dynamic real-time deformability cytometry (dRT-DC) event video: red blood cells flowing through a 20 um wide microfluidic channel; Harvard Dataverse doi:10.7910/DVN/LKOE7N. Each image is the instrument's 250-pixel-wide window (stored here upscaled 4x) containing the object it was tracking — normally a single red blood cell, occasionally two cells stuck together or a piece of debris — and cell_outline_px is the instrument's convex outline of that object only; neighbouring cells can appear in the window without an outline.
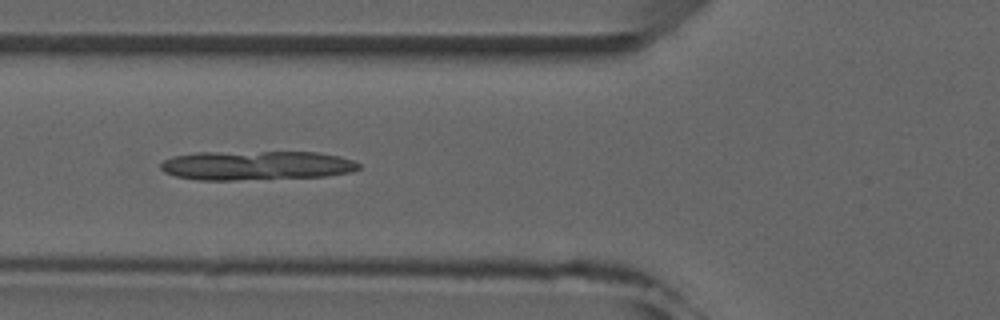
{"species": "common noctule bat (a hibernating species)", "species_latin": "Nyctalus noctula", "temperature_condition": "room temperature", "stored_images_in_passage": 8, "camera_frame_rate_fps": 3000, "um_per_image_px": 0.085, "animal": {"sex": "male", "forearm_length_mm": 52.5}, "frame": {"image": 1, "passage_image": 6, "time_ms": 5.667, "image_size_px": [1000, 320], "cell_outline_px": [[360, 168], [352, 172], [324, 176], [236, 180], [200, 180], [176, 176], [164, 172], [160, 168], [160, 164], [164, 160], [172, 156], [196, 152], [316, 152], [340, 156], [352, 160], [360, 164]], "centroid_in_image_um": [21.77, 14.06], "position_along_channel_um": 104.0, "area_um2": 33.81}}
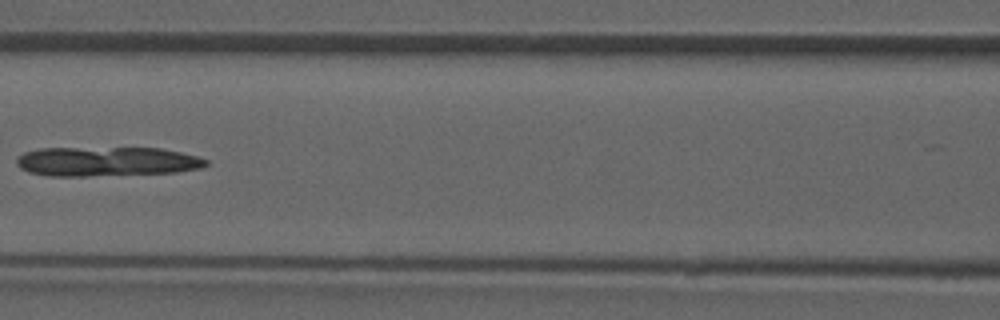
{"frame": {"image": 2, "passage_image": 7, "time_ms": 7.0, "image_size_px": [1000, 320], "cell_outline_px": [[208, 164], [204, 168], [176, 172], [88, 176], [48, 176], [28, 172], [20, 168], [16, 164], [16, 156], [24, 152], [40, 148], [160, 148], [180, 152], [196, 156], [208, 160]], "centroid_in_image_um": [9.04, 13.73], "position_along_channel_um": 157.6, "area_um2": 32.71}}